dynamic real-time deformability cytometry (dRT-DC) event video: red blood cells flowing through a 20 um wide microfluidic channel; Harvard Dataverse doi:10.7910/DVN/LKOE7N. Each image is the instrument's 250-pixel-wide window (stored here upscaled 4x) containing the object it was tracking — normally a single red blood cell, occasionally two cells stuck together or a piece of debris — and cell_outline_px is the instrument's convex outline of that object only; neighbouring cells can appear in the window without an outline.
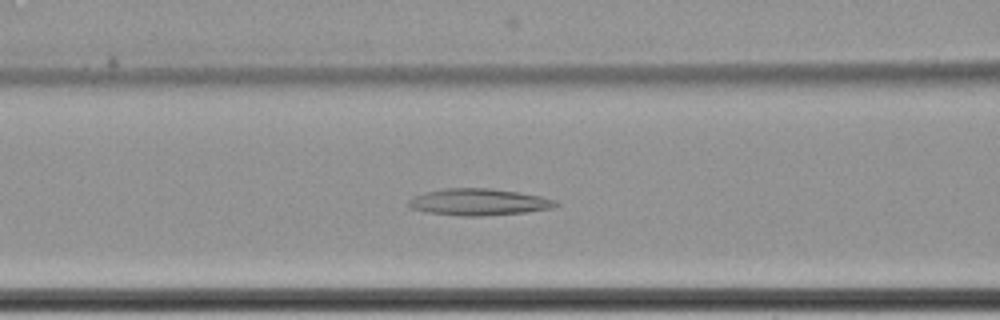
{"species": "common noctule bat (a hibernating species)", "species_latin": "Nyctalus noctula", "temperature_condition": "cold", "stored_images_in_passage": 57, "camera_frame_rate_fps": 3000, "um_per_image_px": 0.085, "animal": {"sex": "female", "body_mass_g": 22.7, "forearm_length_mm": 54.2}, "frame": {"image": 1, "passage_image": 22, "time_ms": 7.0, "image_size_px": [1000, 320], "cell_outline_px": [[560, 204], [552, 208], [524, 212], [484, 216], [460, 216], [424, 212], [412, 208], [408, 204], [408, 200], [412, 196], [424, 192], [444, 188], [488, 188], [516, 192], [540, 196], [556, 200]], "centroid_in_image_um": [40.65, 17.17], "position_along_channel_um": 126.0, "area_um2": 22.95}}
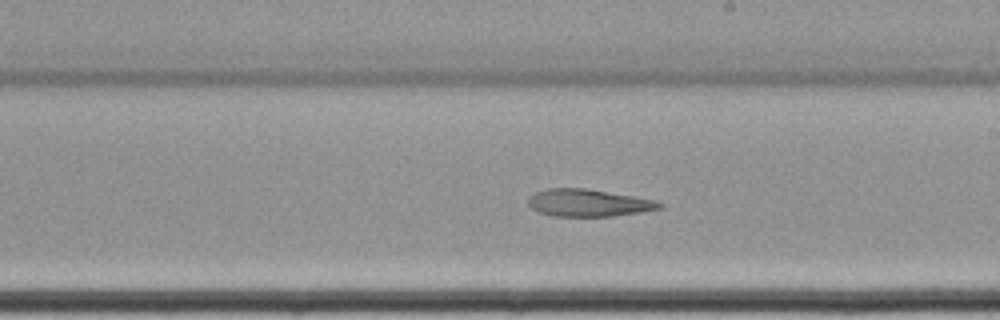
{"frame": {"image": 2, "passage_image": 32, "time_ms": 10.333, "image_size_px": [1000, 320], "cell_outline_px": [[664, 208], [640, 212], [612, 216], [552, 216], [536, 212], [528, 204], [528, 196], [536, 192], [548, 188], [584, 188], [632, 196], [652, 200], [664, 204]], "centroid_in_image_um": [49.97, 17.25], "position_along_channel_um": 239.0, "area_um2": 20.81}}
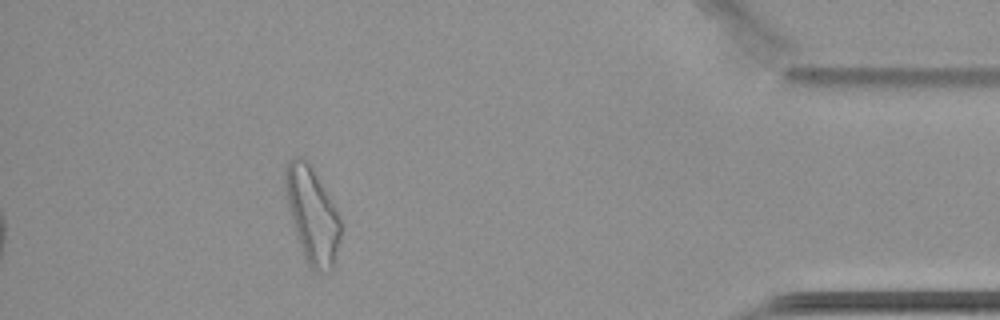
{"frame": {"image": 3, "passage_image": 51, "time_ms": 16.667, "image_size_px": [1000, 320], "cell_outline_px": [[340, 236], [332, 272], [316, 272], [308, 264], [304, 256], [292, 220], [288, 204], [284, 180], [288, 160], [296, 156], [300, 156], [308, 164], [332, 204], [340, 220]], "centroid_in_image_um": [26.53, 18.35], "position_along_channel_um": 408.7, "area_um2": 29.48}, "authors_computed_cell_mechanics": {"area_um2": 24.7962, "velocity_mm_per_s": 3.3978, "shape_relaxation_time_tau1_ms": null, "shape_relaxation_time_tau2_ms": 8.65, "deformation_change_tau1": null, "deformation_change_tau2": 0.1861}}